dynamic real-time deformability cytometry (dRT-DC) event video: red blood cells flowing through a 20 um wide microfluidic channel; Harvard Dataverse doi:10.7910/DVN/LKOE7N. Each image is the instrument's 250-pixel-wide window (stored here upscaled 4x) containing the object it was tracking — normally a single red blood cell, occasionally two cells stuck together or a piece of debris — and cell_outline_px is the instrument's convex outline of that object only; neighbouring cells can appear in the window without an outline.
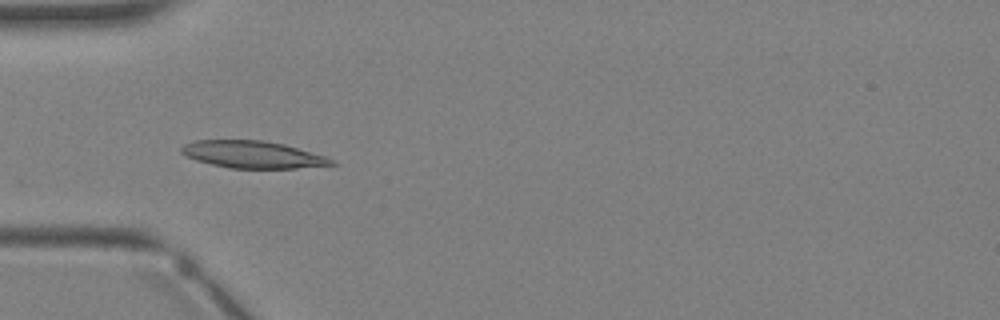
{"species": "Egyptian fruit bat (a non-hibernating species)", "species_latin": "Rousettus aegyptiacus", "temperature_condition": "warm", "stored_images_in_passage": 3, "camera_frame_rate_fps": 3000, "um_per_image_px": 0.085, "animal": {"sex": "female"}, "frame": {"image": 1, "passage_image": 3, "time_ms": 2.333, "image_size_px": [1000, 320], "cell_outline_px": [[336, 164], [296, 168], [228, 168], [196, 160], [180, 152], [180, 148], [184, 144], [196, 140], [260, 140], [284, 144], [324, 156], [336, 160]], "centroid_in_image_um": [21.46, 13.13], "position_along_channel_um": 63.5, "area_um2": 23.52}}